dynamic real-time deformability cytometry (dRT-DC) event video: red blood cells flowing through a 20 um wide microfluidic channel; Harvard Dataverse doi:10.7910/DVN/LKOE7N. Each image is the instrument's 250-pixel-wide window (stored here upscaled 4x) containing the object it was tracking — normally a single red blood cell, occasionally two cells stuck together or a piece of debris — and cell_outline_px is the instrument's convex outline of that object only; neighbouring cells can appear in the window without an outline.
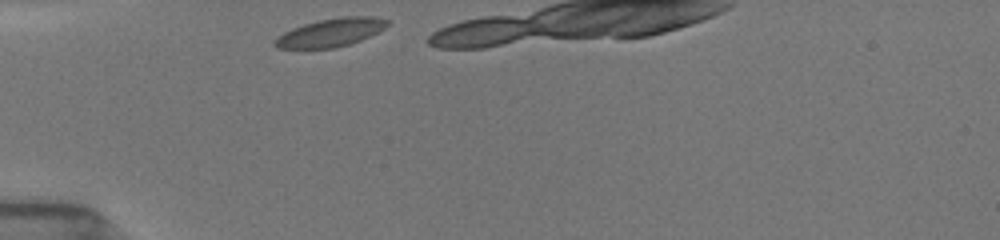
{"species": "common noctule bat (a hibernating species)", "species_latin": "Nyctalus noctula", "temperature_condition": "room temperature", "stored_images_in_passage": 5, "camera_frame_rate_fps": 3000, "um_per_image_px": 0.085, "animal": {"sex": "female", "body_mass_g": 19.5, "forearm_length_mm": 54.1}, "frame": {"image": 1, "passage_image": 1, "time_ms": 0.0, "image_size_px": [1000, 240], "cell_outline_px": [[388, 24], [384, 28], [360, 40], [336, 48], [276, 48], [272, 44], [284, 32], [292, 28], [316, 20], [340, 16], [376, 16], [388, 20]], "centroid_in_image_um": [28.11, 2.75], "position_along_channel_um": 56.9, "area_um2": 18.38}}